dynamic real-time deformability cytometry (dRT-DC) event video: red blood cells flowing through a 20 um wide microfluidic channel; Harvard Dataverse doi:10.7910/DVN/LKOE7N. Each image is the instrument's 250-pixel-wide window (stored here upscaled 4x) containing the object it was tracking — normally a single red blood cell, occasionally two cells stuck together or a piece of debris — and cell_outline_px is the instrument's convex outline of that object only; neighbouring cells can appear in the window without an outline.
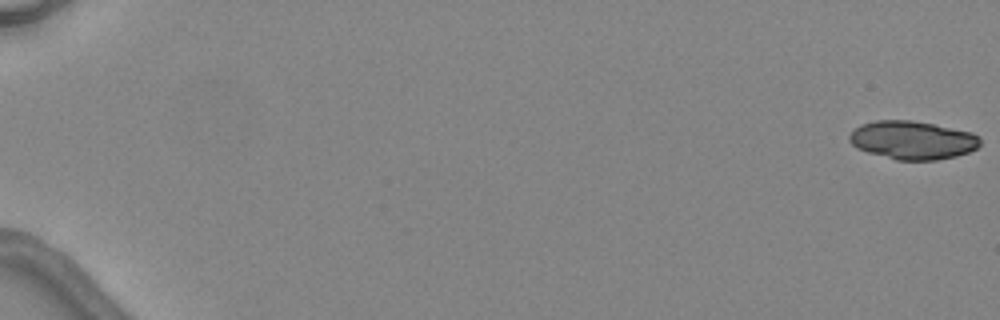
{"species": "common noctule bat (a hibernating species)", "species_latin": "Nyctalus noctula", "temperature_condition": "warm", "stored_images_in_passage": 5, "camera_frame_rate_fps": 3000, "um_per_image_px": 0.085, "animal": {"sex": "female", "body_mass_g": 24.6, "forearm_length_mm": 56.2}, "frame": {"image": 1, "passage_image": 1, "time_ms": 0.0, "image_size_px": [1000, 320], "cell_outline_px": [[980, 144], [976, 148], [968, 152], [956, 156], [936, 160], [896, 160], [868, 152], [856, 148], [848, 140], [848, 136], [860, 124], [876, 120], [912, 120], [972, 132], [980, 136]], "centroid_in_image_um": [77.55, 11.91], "position_along_channel_um": 7.4, "area_um2": 29.25}}
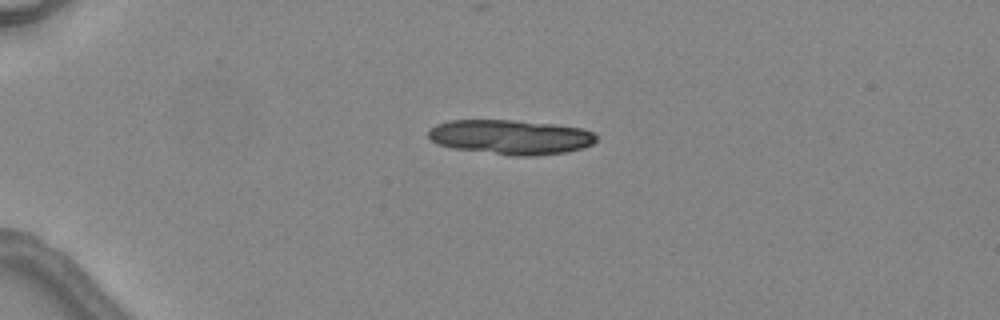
{"frame": {"image": 2, "passage_image": 4, "time_ms": 4.333, "image_size_px": [1000, 320], "cell_outline_px": [[596, 140], [592, 144], [584, 148], [564, 152], [532, 156], [512, 156], [452, 148], [436, 144], [428, 140], [428, 128], [436, 124], [448, 120], [516, 120], [556, 124], [584, 128], [592, 132], [596, 136]], "centroid_in_image_um": [43.36, 11.64], "position_along_channel_um": 41.6, "area_um2": 34.39}}